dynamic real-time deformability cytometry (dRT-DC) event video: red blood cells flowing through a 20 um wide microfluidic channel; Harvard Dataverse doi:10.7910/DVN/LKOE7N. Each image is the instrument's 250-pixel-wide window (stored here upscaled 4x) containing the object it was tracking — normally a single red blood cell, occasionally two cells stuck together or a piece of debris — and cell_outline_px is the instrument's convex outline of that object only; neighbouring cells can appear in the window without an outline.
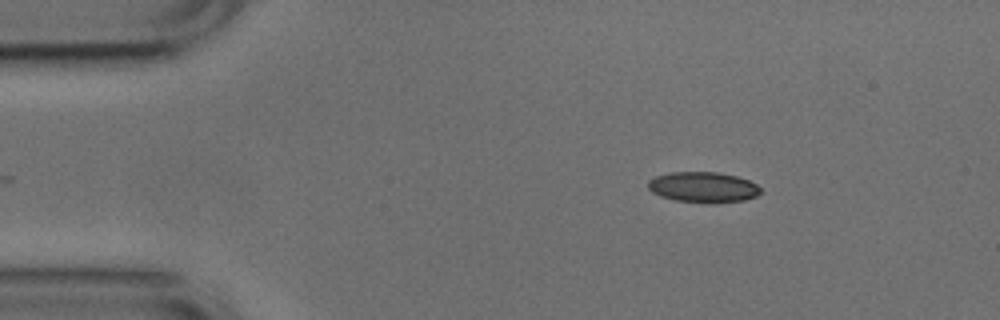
{"species": "common noctule bat (a hibernating species)", "species_latin": "Nyctalus noctula", "temperature_condition": "cold", "stored_images_in_passage": 38, "camera_frame_rate_fps": 3000, "um_per_image_px": 0.085, "animal": {"sex": "male", "body_mass_g": 17.9, "forearm_length_mm": 54.2}, "frame": {"image": 1, "passage_image": 1, "time_ms": 0.0, "image_size_px": [1000, 320], "cell_outline_px": [[760, 192], [756, 196], [744, 200], [716, 204], [712, 204], [676, 200], [660, 196], [652, 192], [648, 188], [648, 180], [656, 176], [668, 172], [716, 172], [736, 176], [748, 180], [756, 184], [760, 188]], "centroid_in_image_um": [59.76, 15.92], "position_along_channel_um": 25.2, "area_um2": 20.17}}
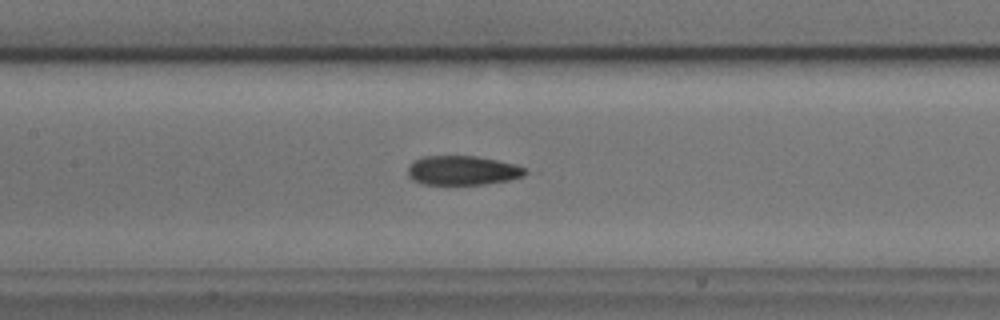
{"frame": {"image": 2, "passage_image": 17, "time_ms": 5.333, "image_size_px": [1000, 320], "cell_outline_px": [[528, 172], [524, 176], [508, 180], [484, 184], [420, 184], [412, 180], [408, 176], [408, 164], [424, 156], [476, 156], [516, 164], [524, 168]], "centroid_in_image_um": [39.3, 14.49], "position_along_channel_um": 168.1, "area_um2": 20.06}}
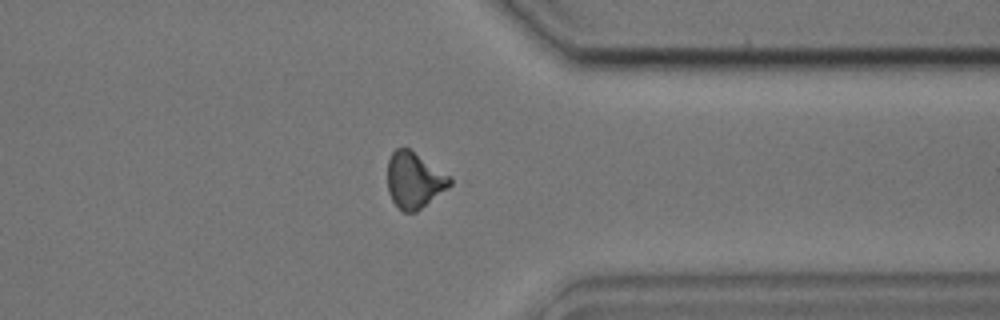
{"frame": {"image": 3, "passage_image": 34, "time_ms": 11.0, "image_size_px": [1000, 320], "cell_outline_px": [[452, 184], [448, 188], [416, 212], [404, 212], [392, 200], [388, 192], [388, 160], [392, 152], [396, 148], [408, 148], [452, 176]], "centroid_in_image_um": [35.23, 15.31], "position_along_channel_um": 376.2, "area_um2": 20.35}, "authors_computed_cell_mechanics": {"area_um2": 20.3745, "velocity_mm_per_s": 3.7799, "shape_relaxation_time_tau1_ms": 9.2104, "shape_relaxation_time_tau2_ms": 3.9202, "deformation_change_tau1": 0.1865, "deformation_change_tau2": 0.1163}}